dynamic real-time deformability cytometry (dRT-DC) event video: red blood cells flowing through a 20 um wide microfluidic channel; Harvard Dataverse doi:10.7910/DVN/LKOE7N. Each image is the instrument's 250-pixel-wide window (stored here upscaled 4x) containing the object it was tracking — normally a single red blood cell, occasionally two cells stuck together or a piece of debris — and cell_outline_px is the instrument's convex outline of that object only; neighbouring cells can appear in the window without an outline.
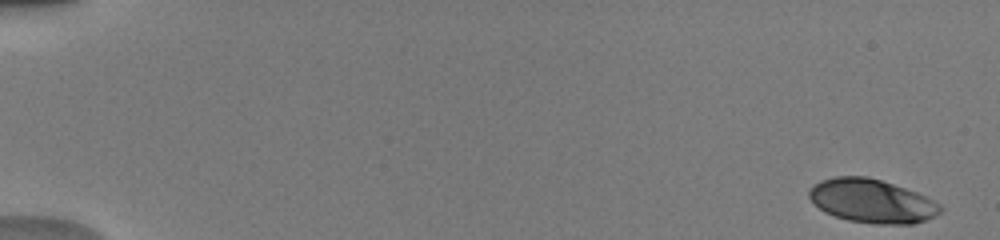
{"species": "human", "species_latin": "Homo sapiens", "temperature_condition": "warm", "stored_images_in_passage": 52, "camera_frame_rate_fps": 3000, "um_per_image_px": 0.085, "donor": {"sex": "male"}, "frame": {"image": 1, "passage_image": 2, "time_ms": 0.333, "image_size_px": [1000, 240], "cell_outline_px": [[944, 208], [940, 212], [924, 220], [912, 224], [876, 224], [848, 220], [824, 212], [808, 196], [808, 192], [820, 180], [836, 176], [868, 176], [916, 192], [940, 204]], "centroid_in_image_um": [74.1, 17.08], "position_along_channel_um": 10.9, "area_um2": 33.0}}
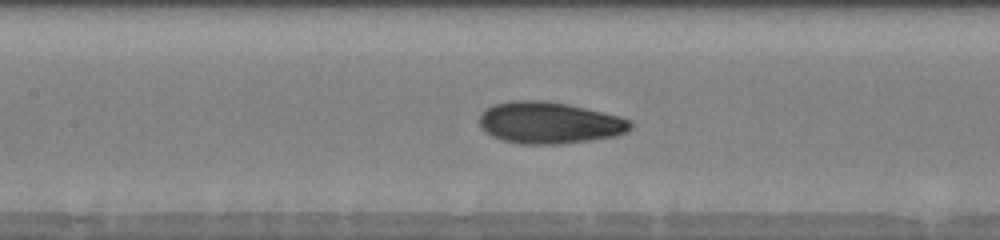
{"frame": {"image": 2, "passage_image": 26, "time_ms": 8.333, "image_size_px": [1000, 240], "cell_outline_px": [[632, 128], [628, 132], [616, 136], [592, 140], [560, 144], [520, 144], [504, 140], [492, 136], [484, 132], [480, 128], [480, 112], [484, 108], [492, 104], [508, 100], [548, 100], [568, 104], [620, 116], [632, 120]], "centroid_in_image_um": [46.68, 10.42], "position_along_channel_um": 160.7, "area_um2": 37.34}}
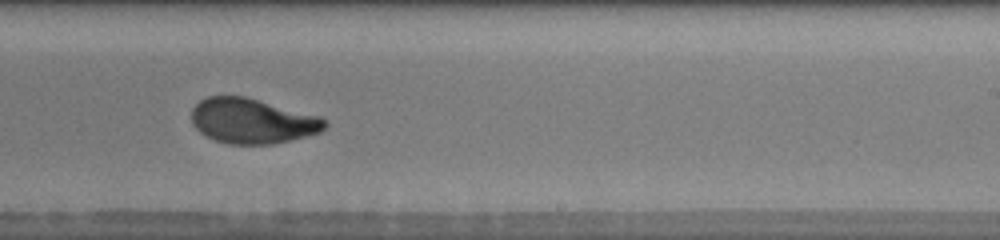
{"frame": {"image": 3, "passage_image": 34, "time_ms": 11.0, "image_size_px": [1000, 240], "cell_outline_px": [[328, 124], [320, 132], [272, 144], [228, 144], [216, 140], [200, 132], [192, 124], [192, 108], [200, 100], [208, 96], [244, 96], [320, 116], [328, 120]], "centroid_in_image_um": [21.44, 10.27], "position_along_channel_um": 267.6, "area_um2": 34.8}, "authors_computed_cell_mechanics": {"area_um2": 34.8245, "velocity_mm_per_s": 4.0183, "shape_relaxation_time_tau1_ms": 4.0023, "shape_relaxation_time_tau2_ms": 1.1316, "deformation_change_tau1": 0.1784, "deformation_change_tau2": 0.0636}}